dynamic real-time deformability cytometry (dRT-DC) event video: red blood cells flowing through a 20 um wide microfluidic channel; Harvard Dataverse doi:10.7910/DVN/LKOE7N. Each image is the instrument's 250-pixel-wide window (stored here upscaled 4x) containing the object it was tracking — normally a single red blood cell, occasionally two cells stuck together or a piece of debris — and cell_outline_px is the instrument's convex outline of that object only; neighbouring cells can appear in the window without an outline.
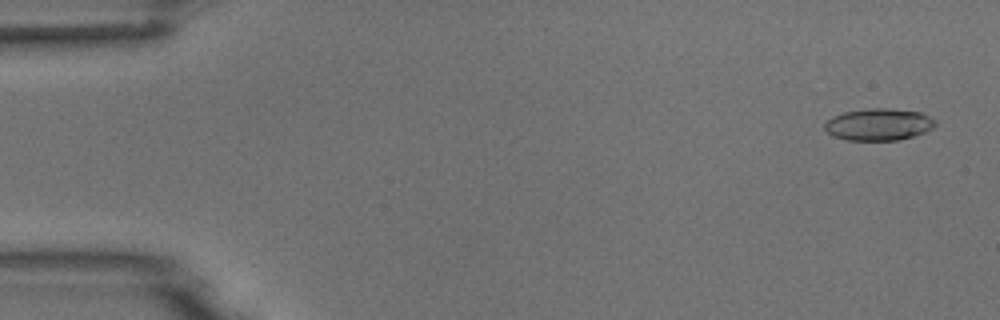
{"species": "common noctule bat (a hibernating species)", "species_latin": "Nyctalus noctula", "temperature_condition": "room temperature", "stored_images_in_passage": 7, "camera_frame_rate_fps": 3000, "um_per_image_px": 0.085, "animal": {"sex": "male", "body_mass_g": 18.8}, "frame": {"image": 1, "passage_image": 1, "time_ms": 0.0, "image_size_px": [1000, 320], "cell_outline_px": [[936, 124], [932, 128], [924, 132], [900, 140], [848, 140], [832, 136], [824, 128], [824, 124], [832, 116], [844, 112], [868, 108], [888, 108], [920, 112], [936, 120]], "centroid_in_image_um": [74.67, 10.57], "position_along_channel_um": 10.3, "area_um2": 20.58}}
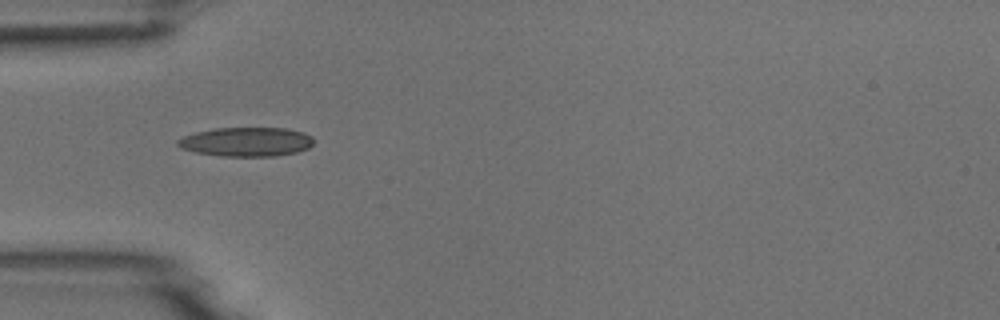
{"frame": {"image": 2, "passage_image": 5, "time_ms": 4.667, "image_size_px": [1000, 320], "cell_outline_px": [[316, 140], [308, 148], [296, 152], [276, 156], [220, 156], [196, 152], [180, 148], [176, 144], [176, 140], [184, 136], [196, 132], [212, 128], [288, 128], [304, 132], [312, 136]], "centroid_in_image_um": [20.95, 12.05], "position_along_channel_um": 64.0, "area_um2": 23.29}}